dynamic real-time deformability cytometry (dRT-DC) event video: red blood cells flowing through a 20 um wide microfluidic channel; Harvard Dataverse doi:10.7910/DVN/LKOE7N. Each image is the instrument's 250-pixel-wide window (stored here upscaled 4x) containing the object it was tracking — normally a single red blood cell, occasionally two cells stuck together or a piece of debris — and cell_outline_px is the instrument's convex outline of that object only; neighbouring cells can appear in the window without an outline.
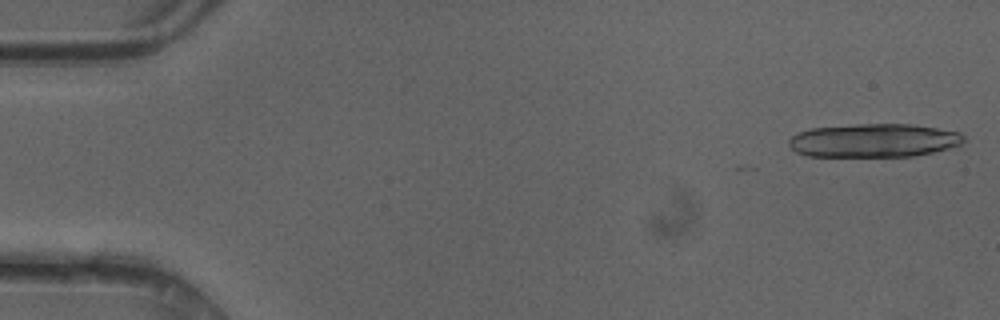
{"species": "common noctule bat (a hibernating species)", "species_latin": "Nyctalus noctula", "temperature_condition": "cold", "stored_images_in_passage": 16, "camera_frame_rate_fps": 3000, "um_per_image_px": 0.085, "animal": {"sex": "female"}, "frame": {"image": 1, "passage_image": 1, "time_ms": 0.0, "image_size_px": [1000, 320], "cell_outline_px": [[968, 140], [960, 144], [948, 148], [932, 152], [912, 156], [808, 156], [796, 152], [788, 144], [788, 140], [796, 132], [812, 128], [856, 124], [912, 124], [960, 132]], "centroid_in_image_um": [74.27, 11.93], "position_along_channel_um": 10.7, "area_um2": 34.22}}